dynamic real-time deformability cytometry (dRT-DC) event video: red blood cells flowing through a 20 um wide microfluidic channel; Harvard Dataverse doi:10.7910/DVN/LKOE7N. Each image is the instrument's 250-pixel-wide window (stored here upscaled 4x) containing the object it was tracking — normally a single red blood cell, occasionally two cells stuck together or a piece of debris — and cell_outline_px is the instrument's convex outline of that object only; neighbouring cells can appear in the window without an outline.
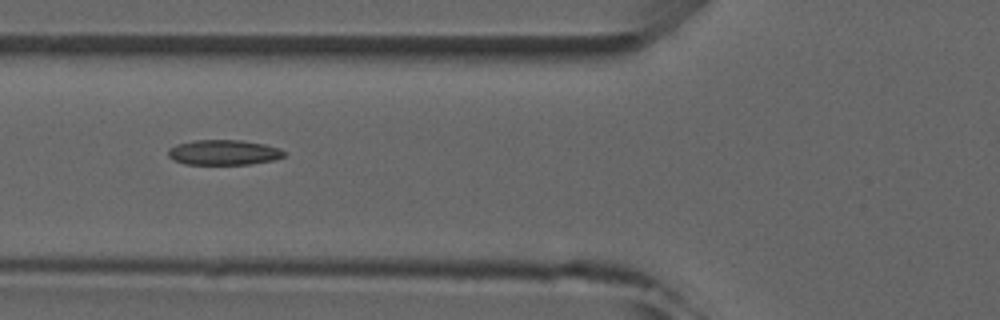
{"species": "common noctule bat (a hibernating species)", "species_latin": "Nyctalus noctula", "temperature_condition": "room temperature", "stored_images_in_passage": 6, "camera_frame_rate_fps": 3000, "um_per_image_px": 0.085, "animal": {"sex": "male", "forearm_length_mm": 52.5}, "frame": {"image": 1, "passage_image": 5, "time_ms": 5.333, "image_size_px": [1000, 320], "cell_outline_px": [[284, 156], [272, 160], [252, 164], [184, 164], [172, 160], [168, 156], [168, 148], [176, 144], [196, 140], [240, 140], [264, 144], [280, 148], [284, 152]], "centroid_in_image_um": [18.97, 12.95], "position_along_channel_um": 106.8, "area_um2": 16.99}}
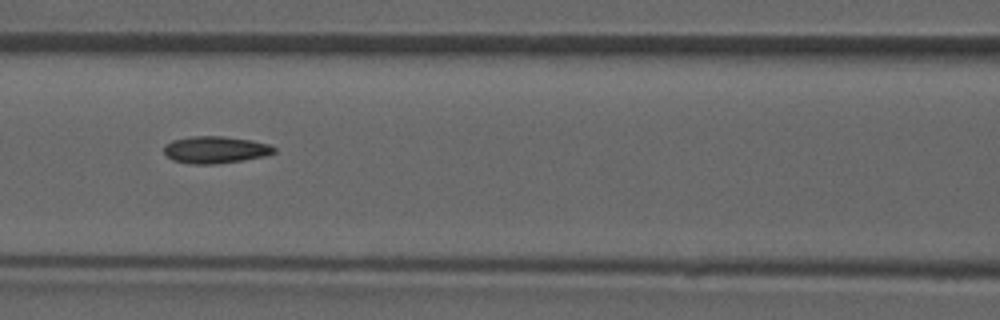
{"frame": {"image": 2, "passage_image": 6, "time_ms": 6.333, "image_size_px": [1000, 320], "cell_outline_px": [[276, 152], [264, 156], [244, 160], [216, 164], [192, 164], [172, 160], [164, 152], [164, 144], [172, 140], [192, 136], [224, 136], [252, 140], [268, 144], [276, 148]], "centroid_in_image_um": [18.3, 12.72], "position_along_channel_um": 148.3, "area_um2": 17.46}}